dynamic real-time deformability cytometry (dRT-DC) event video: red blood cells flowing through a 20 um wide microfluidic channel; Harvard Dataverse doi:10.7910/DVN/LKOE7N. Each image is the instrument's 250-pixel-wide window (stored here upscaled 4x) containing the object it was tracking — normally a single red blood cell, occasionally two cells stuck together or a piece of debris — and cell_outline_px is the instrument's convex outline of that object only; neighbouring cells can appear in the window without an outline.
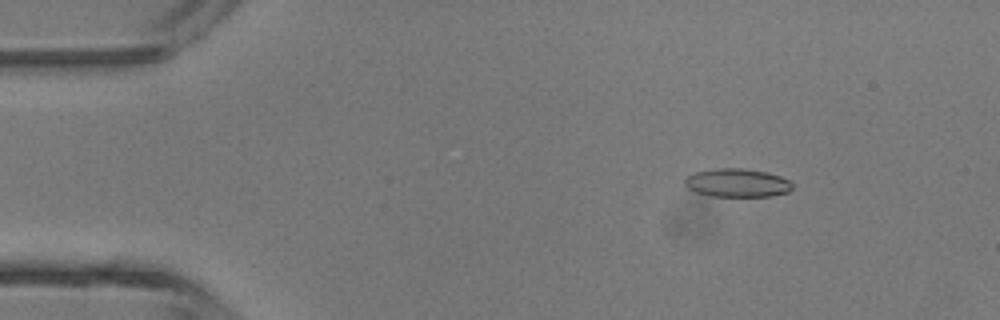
{"species": "common noctule bat (a hibernating species)", "species_latin": "Nyctalus noctula", "temperature_condition": "room temperature", "stored_images_in_passage": 4, "camera_frame_rate_fps": 3000, "um_per_image_px": 0.085, "animal": {"sex": "male", "body_mass_g": 13.3}, "frame": {"image": 1, "passage_image": 2, "time_ms": 1.0, "image_size_px": [1000, 320], "cell_outline_px": [[792, 188], [788, 192], [772, 196], [712, 196], [696, 192], [688, 188], [684, 184], [684, 180], [692, 172], [716, 168], [744, 168], [768, 172], [780, 176], [788, 180], [792, 184]], "centroid_in_image_um": [62.65, 15.53], "position_along_channel_um": 22.4, "area_um2": 17.92}}